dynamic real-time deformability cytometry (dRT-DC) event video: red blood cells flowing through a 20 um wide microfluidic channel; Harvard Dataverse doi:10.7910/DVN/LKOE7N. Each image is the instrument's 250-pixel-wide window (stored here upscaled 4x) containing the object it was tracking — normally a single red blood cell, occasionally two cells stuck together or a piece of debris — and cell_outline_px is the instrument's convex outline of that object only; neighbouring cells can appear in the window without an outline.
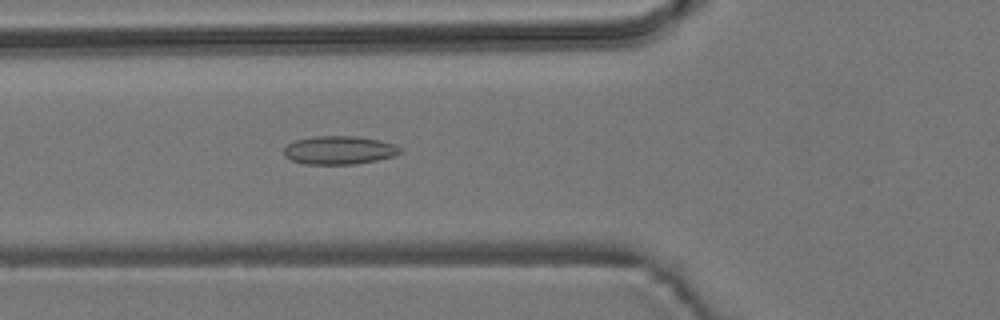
{"species": "common noctule bat (a hibernating species)", "species_latin": "Nyctalus noctula", "temperature_condition": "room temperature", "stored_images_in_passage": 4, "camera_frame_rate_fps": 3000, "um_per_image_px": 0.085, "animal": {"sex": "male", "body_mass_g": 19.2, "forearm_length_mm": 51.8}, "frame": {"image": 1, "passage_image": 4, "time_ms": 6.0, "image_size_px": [1000, 320], "cell_outline_px": [[404, 148], [396, 156], [356, 164], [304, 164], [292, 160], [284, 156], [284, 148], [288, 144], [296, 140], [316, 136], [356, 136], [380, 140], [396, 144]], "centroid_in_image_um": [28.88, 12.76], "position_along_channel_um": 96.9, "area_um2": 19.36}}